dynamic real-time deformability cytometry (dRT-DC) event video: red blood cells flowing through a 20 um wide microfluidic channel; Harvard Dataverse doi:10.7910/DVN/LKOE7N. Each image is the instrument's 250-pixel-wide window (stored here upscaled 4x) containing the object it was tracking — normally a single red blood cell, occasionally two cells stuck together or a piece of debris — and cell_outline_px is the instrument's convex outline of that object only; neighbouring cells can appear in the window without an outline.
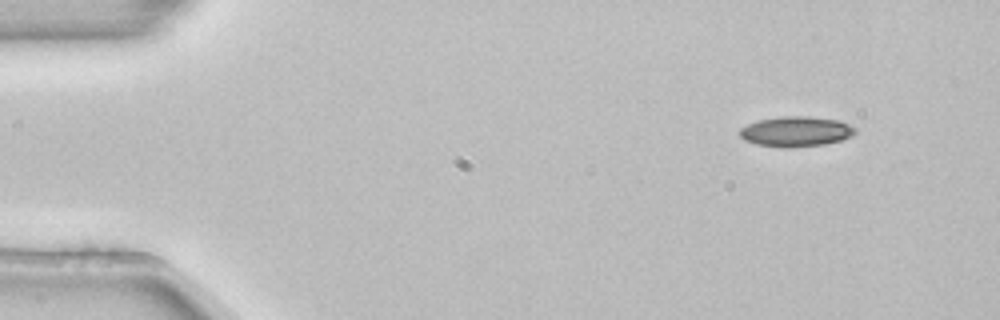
{"species": "common noctule bat (a hibernating species)", "species_latin": "Nyctalus noctula", "temperature_condition": "room temperature", "stored_images_in_passage": 4, "camera_frame_rate_fps": 3000, "um_per_image_px": 0.085, "animal": {"sex": "female", "body_mass_g": 22.7, "forearm_length_mm": 54.2}, "frame": {"image": 1, "passage_image": 1, "time_ms": 0.0, "image_size_px": [1000, 320], "cell_outline_px": [[856, 132], [852, 136], [840, 140], [824, 144], [792, 148], [788, 148], [756, 144], [744, 140], [740, 136], [740, 128], [748, 124], [760, 120], [784, 116], [808, 116], [840, 120], [856, 128]], "centroid_in_image_um": [67.68, 11.18], "position_along_channel_um": 17.3, "area_um2": 20.29}}
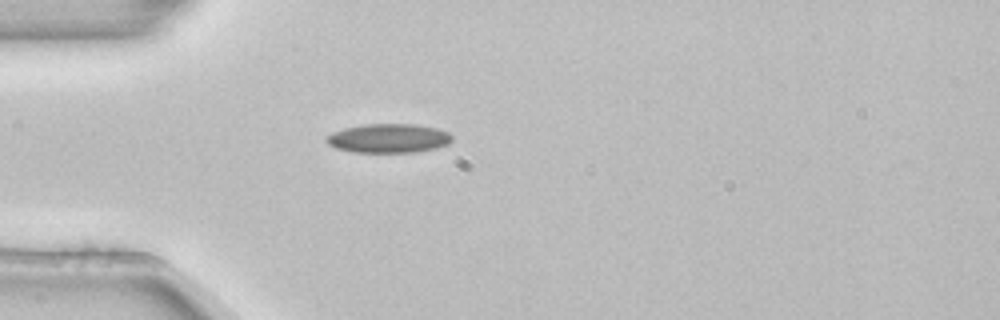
{"frame": {"image": 2, "passage_image": 4, "time_ms": 1.0, "image_size_px": [1000, 320], "cell_outline_px": [[452, 140], [448, 144], [436, 148], [416, 152], [352, 152], [336, 148], [328, 144], [324, 140], [324, 136], [332, 132], [344, 128], [364, 124], [416, 124], [436, 128], [448, 132], [452, 136]], "centroid_in_image_um": [32.99, 11.75], "position_along_channel_um": 52.0, "area_um2": 21.44}}